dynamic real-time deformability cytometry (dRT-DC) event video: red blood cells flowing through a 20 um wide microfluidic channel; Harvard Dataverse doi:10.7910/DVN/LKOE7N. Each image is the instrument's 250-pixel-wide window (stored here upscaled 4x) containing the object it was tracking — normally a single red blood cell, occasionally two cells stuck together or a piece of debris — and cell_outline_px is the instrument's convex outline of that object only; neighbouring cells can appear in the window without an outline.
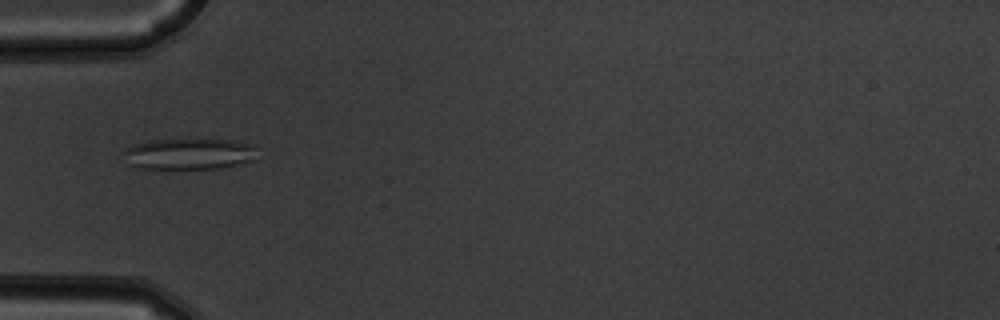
{"species": "common noctule bat (a hibernating species)", "species_latin": "Nyctalus noctula", "temperature_condition": "warm", "stored_images_in_passage": 7, "camera_frame_rate_fps": 3000, "um_per_image_px": 0.085, "animal": {"sex": "male", "body_mass_g": 19.5, "forearm_length_mm": 54.6}, "frame": {"image": 1, "passage_image": 5, "time_ms": 1.333, "image_size_px": [1000, 320], "cell_outline_px": [[256, 160], [220, 168], [136, 168], [128, 164], [124, 152], [124, 148], [132, 144], [148, 140], [200, 136], [232, 140], [256, 144]], "centroid_in_image_um": [16.11, 13.01], "position_along_channel_um": 68.9, "area_um2": 25.55}}
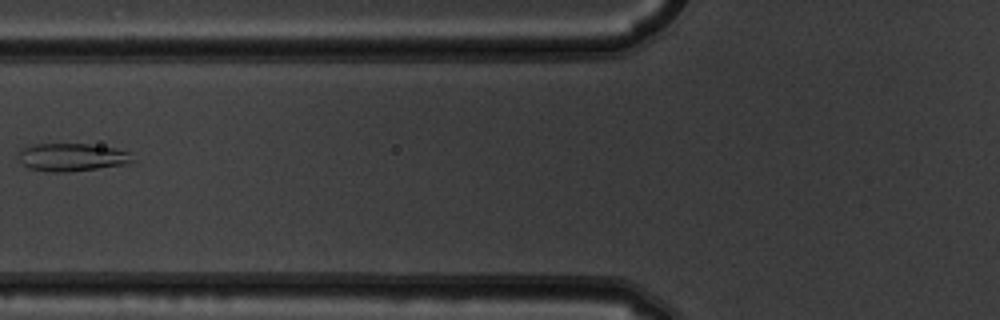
{"frame": {"image": 2, "passage_image": 6, "time_ms": 1.667, "image_size_px": [1000, 320], "cell_outline_px": [[136, 160], [128, 164], [68, 172], [52, 172], [28, 168], [16, 156], [16, 152], [24, 148], [36, 144], [88, 144], [116, 148], [128, 152]], "centroid_in_image_um": [6.12, 13.36], "position_along_channel_um": 119.7, "area_um2": 18.61}}